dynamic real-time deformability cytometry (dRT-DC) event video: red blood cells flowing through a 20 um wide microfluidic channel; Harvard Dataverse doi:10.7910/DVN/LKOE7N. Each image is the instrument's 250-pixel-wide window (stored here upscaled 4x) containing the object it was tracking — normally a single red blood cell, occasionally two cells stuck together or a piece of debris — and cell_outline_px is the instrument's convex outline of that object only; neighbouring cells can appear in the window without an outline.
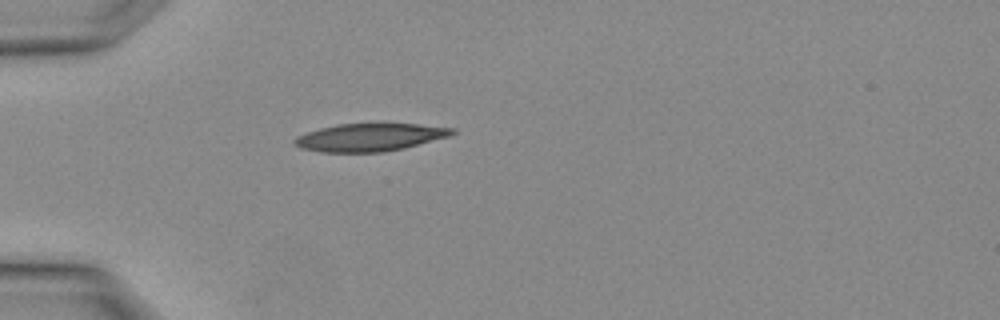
{"species": "Egyptian fruit bat (a non-hibernating species)", "species_latin": "Rousettus aegyptiacus", "temperature_condition": "warm", "stored_images_in_passage": 3, "camera_frame_rate_fps": 3000, "um_per_image_px": 0.085, "animal": {"sex": "female"}, "frame": {"image": 1, "passage_image": 3, "time_ms": 0.667, "image_size_px": [1000, 320], "cell_outline_px": [[456, 132], [448, 136], [404, 148], [384, 152], [320, 152], [300, 148], [292, 144], [292, 140], [296, 136], [320, 128], [336, 124], [416, 124], [456, 128]], "centroid_in_image_um": [31.38, 11.67], "position_along_channel_um": 53.6, "area_um2": 25.43}}